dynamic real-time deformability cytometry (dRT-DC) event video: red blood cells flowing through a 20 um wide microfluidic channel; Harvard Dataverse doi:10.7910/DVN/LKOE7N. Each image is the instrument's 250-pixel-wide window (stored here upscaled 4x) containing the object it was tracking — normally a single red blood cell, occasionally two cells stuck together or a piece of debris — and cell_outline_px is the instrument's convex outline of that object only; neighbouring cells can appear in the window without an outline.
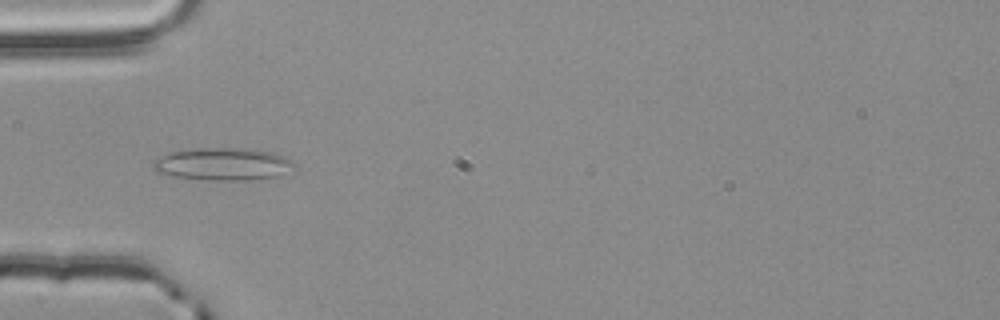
{"species": "common noctule bat (a hibernating species)", "species_latin": "Nyctalus noctula", "temperature_condition": "room temperature", "stored_images_in_passage": 41, "camera_frame_rate_fps": 3000, "um_per_image_px": 0.085, "animal": {"sex": "male", "body_mass_g": 20.4}, "frame": {"image": 1, "passage_image": 4, "time_ms": 1.0, "image_size_px": [1000, 320], "cell_outline_px": [[296, 168], [272, 176], [248, 180], [212, 180], [176, 176], [156, 172], [152, 168], [152, 164], [156, 160], [172, 152], [196, 148], [248, 148], [268, 152], [292, 160], [296, 164]], "centroid_in_image_um": [18.95, 13.94], "position_along_channel_um": 66.1, "area_um2": 26.13}}
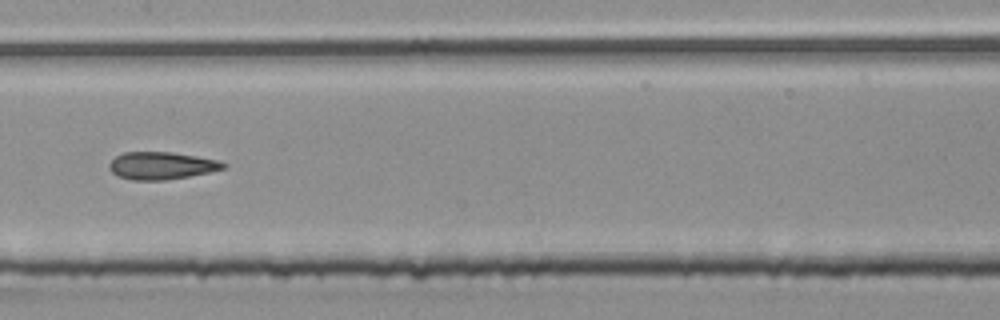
{"frame": {"image": 2, "passage_image": 14, "time_ms": 4.333, "image_size_px": [1000, 320], "cell_outline_px": [[228, 164], [224, 168], [208, 172], [188, 176], [164, 180], [132, 180], [120, 176], [112, 172], [108, 164], [116, 156], [124, 152], [172, 152], [196, 156], [216, 160]], "centroid_in_image_um": [13.71, 14.07], "position_along_channel_um": 193.7, "area_um2": 17.98}}
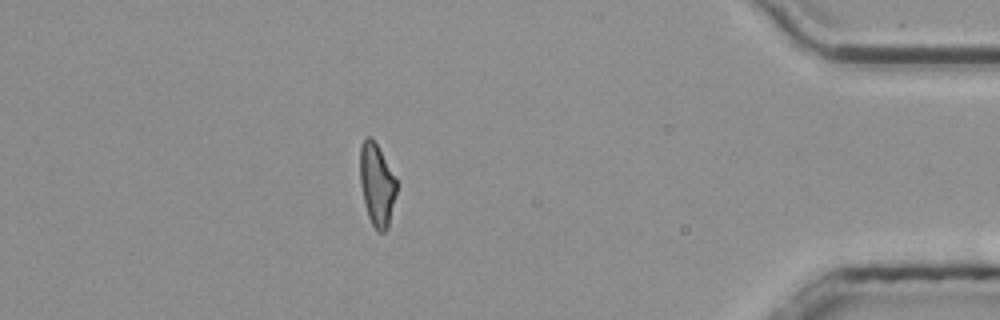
{"frame": {"image": 3, "passage_image": 34, "time_ms": 11.0, "image_size_px": [1000, 320], "cell_outline_px": [[396, 192], [388, 228], [384, 232], [376, 232], [368, 216], [364, 204], [360, 184], [360, 148], [364, 140], [368, 136], [372, 136], [396, 180]], "centroid_in_image_um": [32.01, 15.73], "position_along_channel_um": 403.2, "area_um2": 17.34}, "authors_computed_cell_mechanics": {"area_um2": 18.1492, "velocity_mm_per_s": 3.8336, "shape_relaxation_time_tau1_ms": null, "shape_relaxation_time_tau2_ms": 3.0694, "deformation_change_tau1": null, "deformation_change_tau2": 0.1251}}